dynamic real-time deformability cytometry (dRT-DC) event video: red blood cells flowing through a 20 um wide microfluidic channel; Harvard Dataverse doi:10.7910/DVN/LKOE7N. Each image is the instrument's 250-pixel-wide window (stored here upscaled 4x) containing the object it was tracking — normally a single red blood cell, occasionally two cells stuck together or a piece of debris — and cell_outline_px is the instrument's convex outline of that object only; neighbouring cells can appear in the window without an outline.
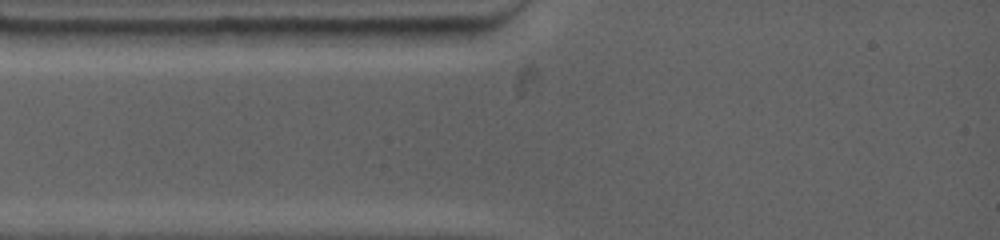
{"species": "common noctule bat (a hibernating species)", "species_latin": "Nyctalus noctula", "temperature_condition": "warm", "stored_images_in_passage": 1, "camera_frame_rate_fps": 4500, "um_per_image_px": 0.085, "animal": {"sex": "female", "body_mass_g": 19.0, "forearm_length_mm": 53.3}, "frame": {"image": 1, "passage_image": 1, "time_ms": 0.0, "image_size_px": [1000, 240], "cell_outline_px": [[472, 36], [456, 44], [368, 44], [364, 28], [472, 28]], "centroid_in_image_um": [35.46, 3.04], "position_along_channel_um": 49.5, "area_um2": 11.79}}